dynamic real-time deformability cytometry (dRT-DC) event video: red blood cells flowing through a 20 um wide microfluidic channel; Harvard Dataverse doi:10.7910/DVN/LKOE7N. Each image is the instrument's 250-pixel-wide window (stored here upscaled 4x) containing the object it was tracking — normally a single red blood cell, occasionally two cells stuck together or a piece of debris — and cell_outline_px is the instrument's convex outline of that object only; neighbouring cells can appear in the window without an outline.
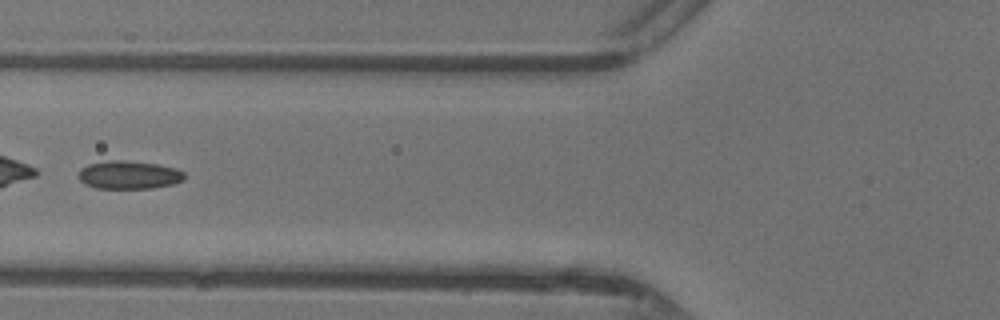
{"species": "common noctule bat (a hibernating species)", "species_latin": "Nyctalus noctula", "temperature_condition": "warm", "stored_images_in_passage": 38, "camera_frame_rate_fps": 3000, "um_per_image_px": 0.085, "animal": {"sex": "female"}, "frame": {"image": 1, "passage_image": 11, "time_ms": 3.333, "image_size_px": [1000, 320], "cell_outline_px": [[184, 180], [172, 184], [152, 188], [96, 188], [80, 180], [80, 168], [88, 164], [108, 160], [124, 160], [160, 164], [176, 168], [184, 172]], "centroid_in_image_um": [10.99, 14.85], "position_along_channel_um": 114.8, "area_um2": 17.34}}
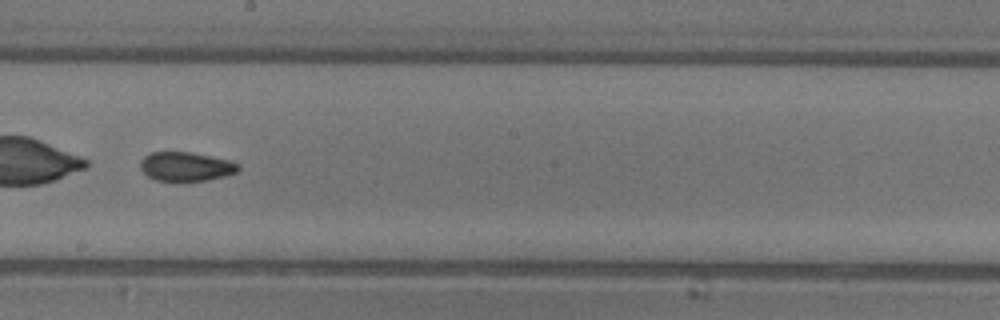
{"frame": {"image": 2, "passage_image": 19, "time_ms": 6.0, "image_size_px": [1000, 320], "cell_outline_px": [[240, 168], [236, 172], [224, 176], [208, 180], [176, 184], [156, 180], [148, 176], [140, 168], [140, 160], [144, 156], [152, 152], [188, 152], [228, 160], [236, 164]], "centroid_in_image_um": [15.74, 14.2], "position_along_channel_um": 232.5, "area_um2": 16.94}}
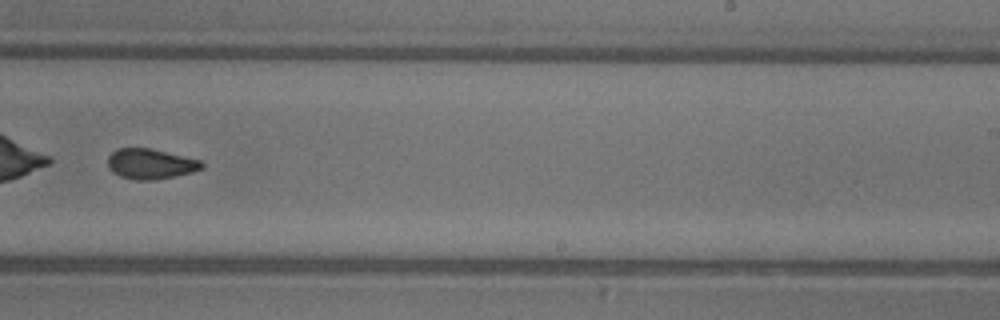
{"frame": {"image": 3, "passage_image": 22, "time_ms": 7.0, "image_size_px": [1000, 320], "cell_outline_px": [[204, 168], [192, 172], [152, 180], [136, 180], [120, 176], [112, 172], [108, 168], [108, 156], [116, 148], [152, 148], [200, 160], [204, 164]], "centroid_in_image_um": [12.77, 13.92], "position_along_channel_um": 276.2, "area_um2": 16.59}, "authors_computed_cell_mechanics": {"area_um2": 17.7157, "velocity_mm_per_s": 4.4017, "shape_relaxation_time_tau1_ms": null, "shape_relaxation_time_tau2_ms": 1.641, "deformation_change_tau1": null, "deformation_change_tau2": 0.0726}}